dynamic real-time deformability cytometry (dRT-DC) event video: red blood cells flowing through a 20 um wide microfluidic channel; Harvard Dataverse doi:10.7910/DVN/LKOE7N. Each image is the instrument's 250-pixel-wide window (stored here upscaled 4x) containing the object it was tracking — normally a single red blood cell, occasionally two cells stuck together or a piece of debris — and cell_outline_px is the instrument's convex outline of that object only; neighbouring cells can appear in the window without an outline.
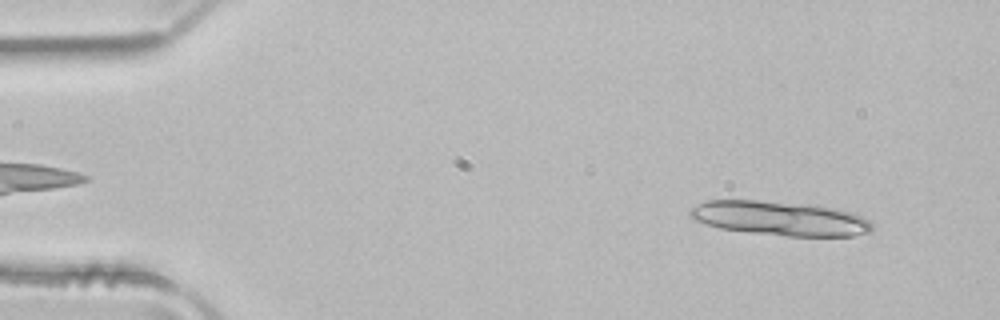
{"species": "common noctule bat (a hibernating species)", "species_latin": "Nyctalus noctula", "temperature_condition": "room temperature", "stored_images_in_passage": 14, "camera_frame_rate_fps": 3000, "um_per_image_px": 0.085, "animal": {"sex": "male", "body_mass_g": 21.5, "forearm_length_mm": 52.0}, "frame": {"image": 1, "passage_image": 5, "time_ms": 1.333, "image_size_px": [1000, 320], "cell_outline_px": [[876, 228], [872, 232], [852, 236], [784, 236], [720, 228], [696, 220], [688, 216], [688, 212], [692, 208], [708, 200], [760, 200], [808, 204], [836, 208], [852, 212], [868, 220]], "centroid_in_image_um": [66.36, 18.56], "position_along_channel_um": 18.6, "area_um2": 36.41}}